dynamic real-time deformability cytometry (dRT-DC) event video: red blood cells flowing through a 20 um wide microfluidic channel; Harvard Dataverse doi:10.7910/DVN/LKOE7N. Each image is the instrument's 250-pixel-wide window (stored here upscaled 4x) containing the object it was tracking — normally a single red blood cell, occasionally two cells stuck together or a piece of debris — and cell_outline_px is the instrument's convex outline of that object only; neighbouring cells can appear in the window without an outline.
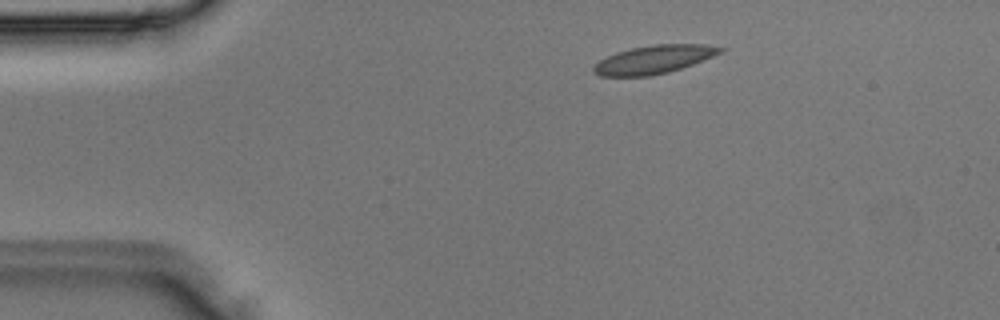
{"species": "Egyptian fruit bat (a non-hibernating species)", "species_latin": "Rousettus aegyptiacus", "temperature_condition": "room temperature", "stored_images_in_passage": 2, "camera_frame_rate_fps": 3000, "um_per_image_px": 0.085, "animal": {"sex": "male"}, "frame": {"image": 1, "passage_image": 1, "time_ms": 0.0, "image_size_px": [1000, 320], "cell_outline_px": [[724, 48], [720, 52], [712, 56], [692, 64], [668, 72], [648, 76], [600, 76], [592, 72], [592, 68], [600, 60], [616, 52], [632, 48], [652, 44], [704, 44]], "centroid_in_image_um": [55.53, 5.05], "position_along_channel_um": 29.5, "area_um2": 20.58}}